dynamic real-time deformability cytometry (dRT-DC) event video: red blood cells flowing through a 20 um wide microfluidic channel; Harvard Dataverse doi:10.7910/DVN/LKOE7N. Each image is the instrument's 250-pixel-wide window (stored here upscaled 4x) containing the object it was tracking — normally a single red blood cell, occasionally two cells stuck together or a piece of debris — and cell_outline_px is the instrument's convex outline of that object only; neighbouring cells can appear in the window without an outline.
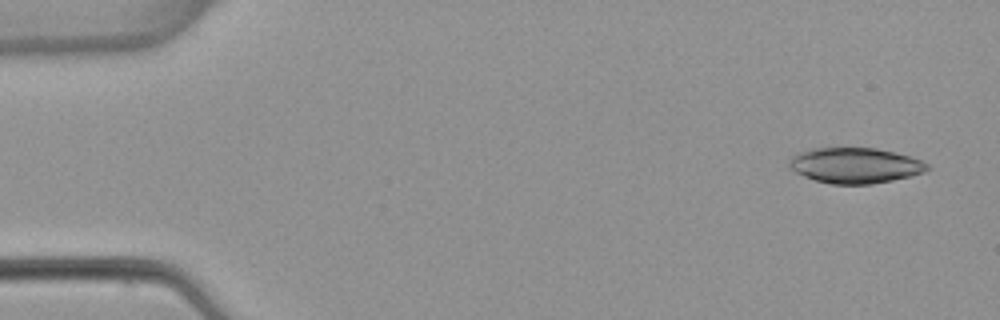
{"species": "common noctule bat (a hibernating species)", "species_latin": "Nyctalus noctula", "temperature_condition": "warm", "stored_images_in_passage": 4, "camera_frame_rate_fps": 3000, "um_per_image_px": 0.085, "animal": {"sex": "female", "body_mass_g": 22.7, "forearm_length_mm": 54.2}, "frame": {"image": 1, "passage_image": 1, "time_ms": 0.0, "image_size_px": [1000, 320], "cell_outline_px": [[932, 168], [924, 172], [892, 180], [872, 184], [832, 184], [816, 180], [804, 176], [788, 168], [788, 160], [792, 156], [800, 152], [812, 148], [876, 148], [912, 156], [928, 164]], "centroid_in_image_um": [72.68, 14.06], "position_along_channel_um": 12.3, "area_um2": 28.61}}
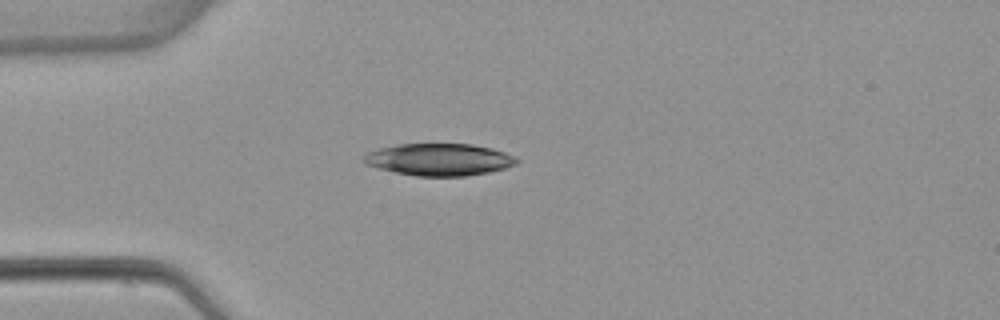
{"frame": {"image": 2, "passage_image": 4, "time_ms": 3.667, "image_size_px": [1000, 320], "cell_outline_px": [[520, 160], [516, 164], [504, 168], [488, 172], [468, 176], [416, 176], [396, 172], [380, 168], [368, 164], [364, 160], [364, 156], [368, 152], [380, 148], [400, 144], [472, 144], [492, 148], [504, 152]], "centroid_in_image_um": [37.37, 13.56], "position_along_channel_um": 47.6, "area_um2": 28.26}}